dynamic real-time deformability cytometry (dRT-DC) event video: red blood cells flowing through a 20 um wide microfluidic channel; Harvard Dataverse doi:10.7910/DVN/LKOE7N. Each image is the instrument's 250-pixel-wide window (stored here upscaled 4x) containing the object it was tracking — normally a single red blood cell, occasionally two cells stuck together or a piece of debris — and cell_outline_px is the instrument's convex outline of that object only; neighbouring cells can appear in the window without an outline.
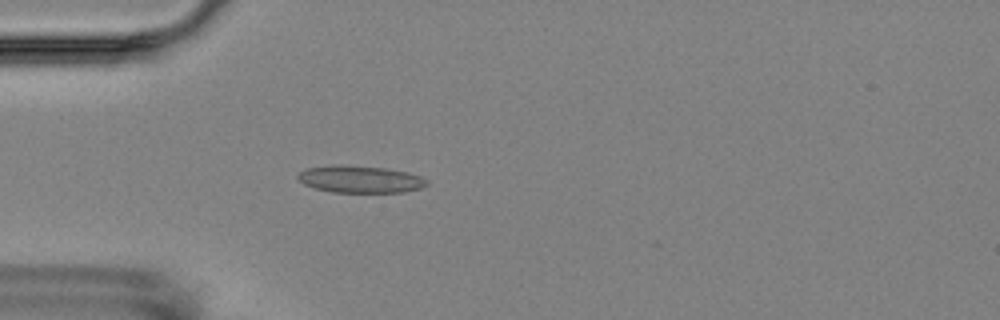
{"species": "Egyptian fruit bat (a non-hibernating species)", "species_latin": "Rousettus aegyptiacus", "temperature_condition": "room temperature", "stored_images_in_passage": 4, "camera_frame_rate_fps": 3000, "um_per_image_px": 0.085, "animal": {"sex": "female"}, "frame": {"image": 1, "passage_image": 4, "time_ms": 3.667, "image_size_px": [1000, 320], "cell_outline_px": [[428, 184], [420, 188], [404, 192], [332, 192], [316, 188], [304, 184], [296, 176], [300, 172], [308, 168], [332, 164], [340, 164], [384, 168], [408, 172], [420, 176], [428, 180]], "centroid_in_image_um": [30.62, 15.23], "position_along_channel_um": 54.4, "area_um2": 20.35}}